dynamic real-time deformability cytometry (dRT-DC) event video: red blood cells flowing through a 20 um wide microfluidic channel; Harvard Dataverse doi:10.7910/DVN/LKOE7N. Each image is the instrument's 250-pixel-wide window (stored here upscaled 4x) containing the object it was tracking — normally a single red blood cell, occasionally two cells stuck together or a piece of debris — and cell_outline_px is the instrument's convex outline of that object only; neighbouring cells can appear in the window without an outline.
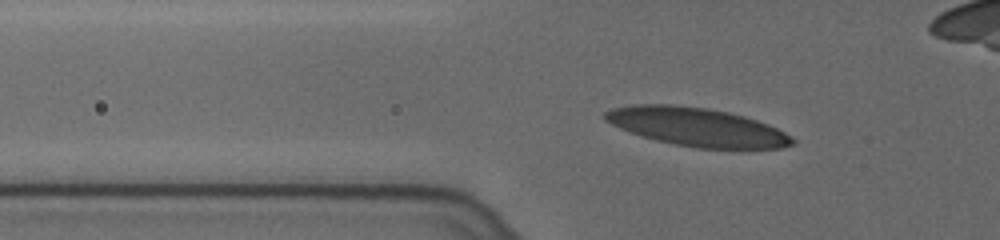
{"species": "human", "species_latin": "Homo sapiens", "temperature_condition": "cold", "stored_images_in_passage": 47, "camera_frame_rate_fps": 3000, "um_per_image_px": 0.085, "donor": {"sex": "female"}, "frame": {"image": 1, "passage_image": 9, "time_ms": 2.667, "image_size_px": [1000, 240], "cell_outline_px": [[796, 144], [780, 148], [696, 148], [656, 140], [620, 128], [604, 120], [604, 112], [612, 108], [632, 104], [672, 104], [708, 108], [728, 112], [744, 116], [768, 124], [792, 136], [796, 140]], "centroid_in_image_um": [59.25, 10.78], "position_along_channel_um": 66.5, "area_um2": 41.79}}
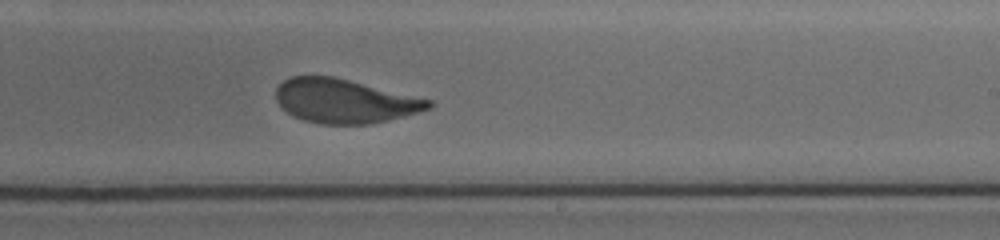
{"frame": {"image": 2, "passage_image": 26, "time_ms": 8.333, "image_size_px": [1000, 240], "cell_outline_px": [[432, 108], [388, 120], [368, 124], [320, 124], [304, 120], [292, 116], [276, 100], [276, 88], [284, 80], [292, 76], [332, 76], [432, 100]], "centroid_in_image_um": [29.27, 8.59], "position_along_channel_um": 259.7, "area_um2": 38.78}}
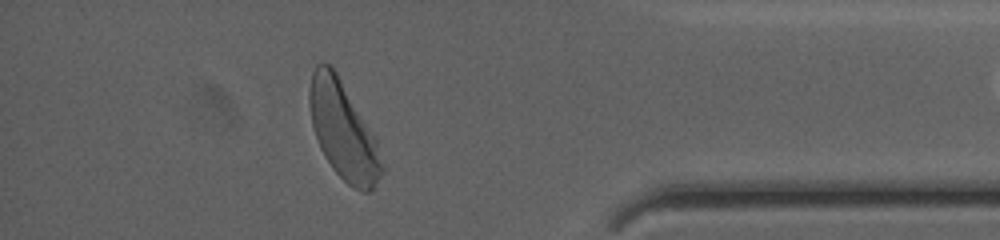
{"frame": {"image": 3, "passage_image": 40, "time_ms": 13.0, "image_size_px": [1000, 240], "cell_outline_px": [[384, 168], [372, 192], [364, 192], [352, 188], [332, 168], [324, 156], [320, 148], [312, 124], [308, 100], [308, 92], [312, 72], [316, 64], [328, 64], [336, 72], [376, 140]], "centroid_in_image_um": [29.15, 11.14], "position_along_channel_um": 406.0, "area_um2": 40.4}, "authors_computed_cell_mechanics": {"area_um2": 40.8068, "velocity_mm_per_s": 3.6059, "shape_relaxation_time_tau1_ms": 3.9438, "shape_relaxation_time_tau2_ms": 0.8503, "deformation_change_tau1": 0.1499, "deformation_change_tau2": 0.0756}}